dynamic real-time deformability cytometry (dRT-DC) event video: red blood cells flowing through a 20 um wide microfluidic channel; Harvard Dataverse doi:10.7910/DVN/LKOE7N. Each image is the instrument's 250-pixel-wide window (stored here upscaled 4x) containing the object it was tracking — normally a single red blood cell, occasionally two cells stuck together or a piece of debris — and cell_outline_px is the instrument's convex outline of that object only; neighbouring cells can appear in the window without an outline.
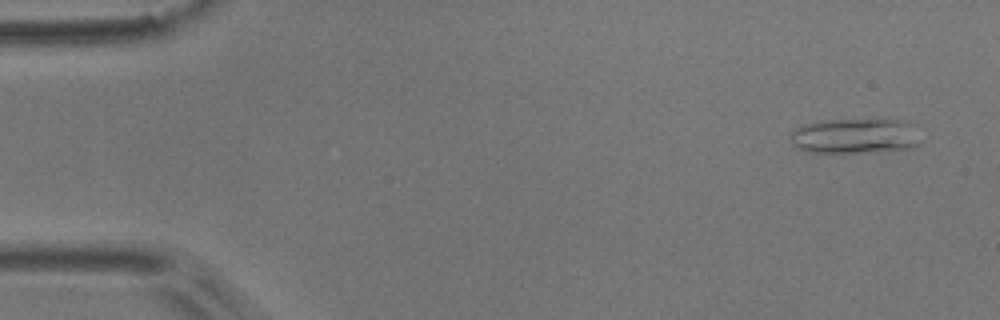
{"species": "common noctule bat (a hibernating species)", "species_latin": "Nyctalus noctula", "temperature_condition": "room temperature", "stored_images_in_passage": 5, "camera_frame_rate_fps": 3000, "um_per_image_px": 0.085, "animal": {"sex": "male", "body_mass_g": 17.9}, "frame": {"image": 1, "passage_image": 1, "time_ms": 0.0, "image_size_px": [1000, 320], "cell_outline_px": [[920, 144], [912, 148], [860, 152], [808, 152], [796, 148], [788, 140], [792, 132], [796, 128], [804, 124], [828, 120], [904, 120], [916, 124]], "centroid_in_image_um": [72.69, 11.56], "position_along_channel_um": 12.3, "area_um2": 26.76}}
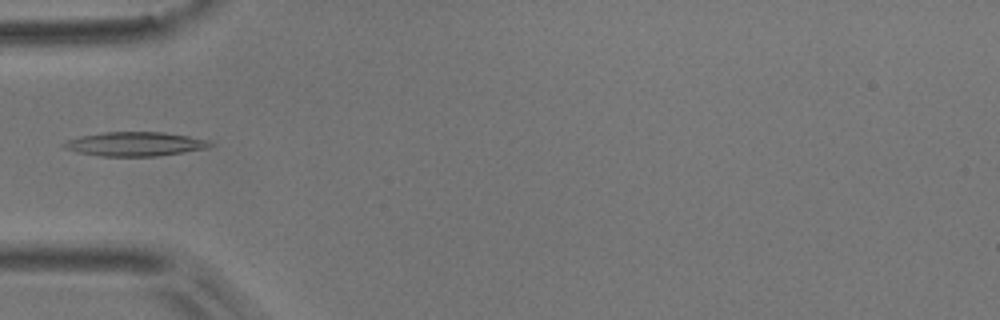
{"frame": {"image": 2, "passage_image": 5, "time_ms": 1.333, "image_size_px": [1000, 320], "cell_outline_px": [[212, 144], [208, 148], [184, 152], [156, 156], [100, 156], [76, 152], [64, 148], [60, 144], [68, 140], [80, 136], [104, 132], [164, 132], [212, 140]], "centroid_in_image_um": [11.48, 12.24], "position_along_channel_um": 73.5, "area_um2": 20.63}}